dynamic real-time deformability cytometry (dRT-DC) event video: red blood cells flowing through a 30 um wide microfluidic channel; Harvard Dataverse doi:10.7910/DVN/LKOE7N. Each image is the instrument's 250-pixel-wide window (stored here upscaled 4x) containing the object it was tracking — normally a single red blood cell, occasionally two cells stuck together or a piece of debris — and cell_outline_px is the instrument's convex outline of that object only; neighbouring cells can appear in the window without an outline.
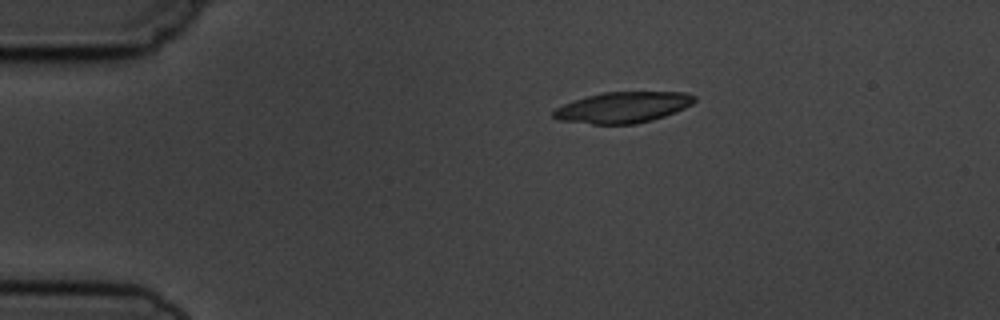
{"species": "common noctule bat (a hibernating species)", "species_latin": "Nyctalus noctula", "temperature_condition": "cold", "stored_images_in_passage": 5, "camera_frame_rate_fps": 3000, "um_per_image_px": 0.085, "animal": {"sex": "male", "body_mass_g": 19.5, "forearm_length_mm": 54.6}, "frame": {"image": 1, "passage_image": 1, "time_ms": 0.0, "image_size_px": [1000, 320], "cell_outline_px": [[696, 100], [692, 104], [676, 112], [652, 120], [636, 124], [592, 124], [556, 120], [552, 116], [552, 112], [556, 108], [564, 104], [588, 96], [604, 92], [688, 92], [696, 96]], "centroid_in_image_um": [52.97, 9.13], "position_along_channel_um": 32.0, "area_um2": 25.43}}
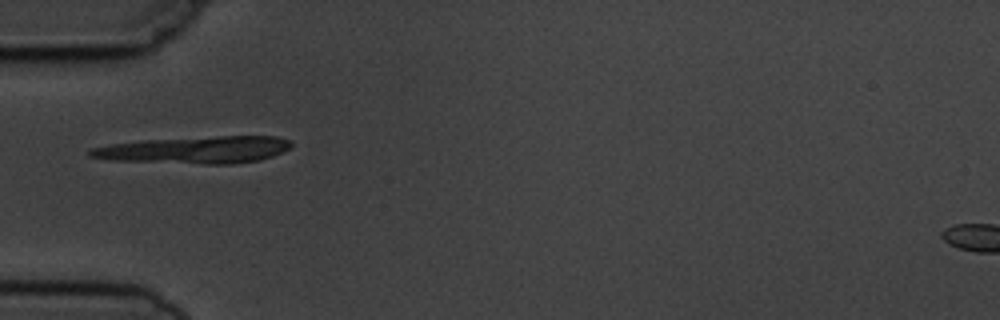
{"frame": {"image": 2, "passage_image": 3, "time_ms": 2.333, "image_size_px": [1000, 320], "cell_outline_px": [[292, 144], [288, 148], [272, 156], [260, 160], [232, 164], [204, 164], [112, 160], [88, 156], [88, 152], [92, 148], [108, 144], [144, 140], [216, 136], [276, 136], [292, 140]], "centroid_in_image_um": [16.59, 12.73], "position_along_channel_um": 68.4, "area_um2": 31.67}}